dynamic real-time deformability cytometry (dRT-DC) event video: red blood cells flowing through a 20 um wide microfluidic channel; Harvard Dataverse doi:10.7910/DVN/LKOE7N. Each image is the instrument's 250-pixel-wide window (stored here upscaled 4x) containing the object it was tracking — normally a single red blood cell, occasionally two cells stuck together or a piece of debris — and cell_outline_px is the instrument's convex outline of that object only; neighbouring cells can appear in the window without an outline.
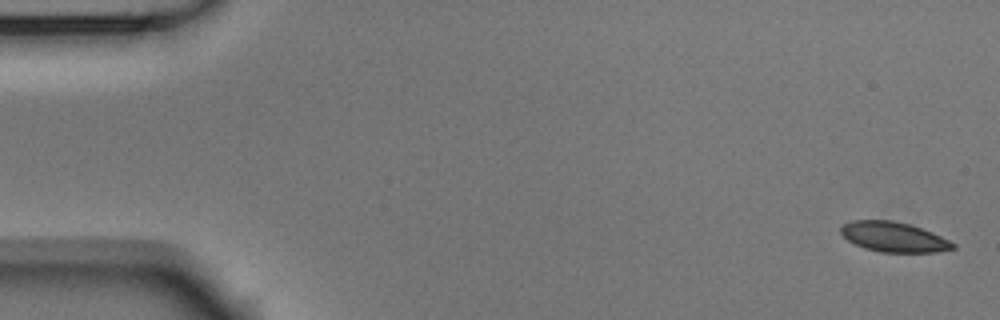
{"species": "Egyptian fruit bat (a non-hibernating species)", "species_latin": "Rousettus aegyptiacus", "temperature_condition": "room temperature", "stored_images_in_passage": 7, "camera_frame_rate_fps": 3000, "um_per_image_px": 0.085, "animal": {"sex": "male"}, "frame": {"image": 1, "passage_image": 1, "time_ms": 0.0, "image_size_px": [1000, 320], "cell_outline_px": [[956, 248], [936, 252], [880, 252], [864, 248], [848, 240], [840, 232], [840, 228], [844, 224], [852, 220], [892, 220], [908, 224], [932, 232], [956, 244]], "centroid_in_image_um": [75.96, 20.14], "position_along_channel_um": 9.0, "area_um2": 19.42}}
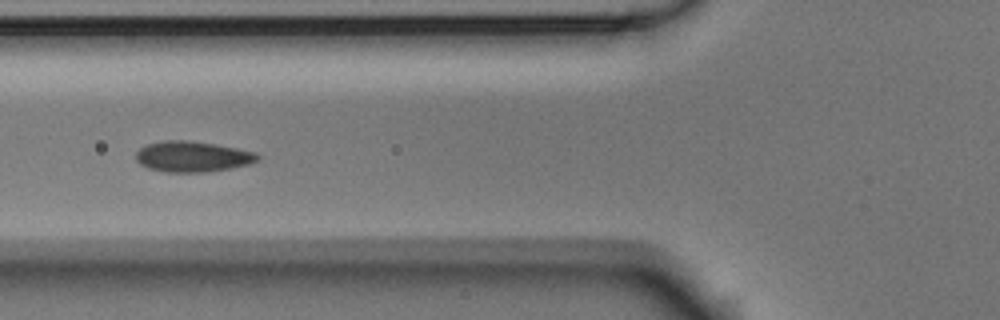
{"frame": {"image": 2, "passage_image": 6, "time_ms": 1.667, "image_size_px": [1000, 320], "cell_outline_px": [[260, 156], [256, 160], [248, 164], [208, 172], [168, 172], [148, 168], [140, 164], [136, 160], [136, 152], [140, 148], [148, 144], [164, 140], [188, 140], [236, 148], [256, 152]], "centroid_in_image_um": [16.32, 13.31], "position_along_channel_um": 109.5, "area_um2": 21.5}}
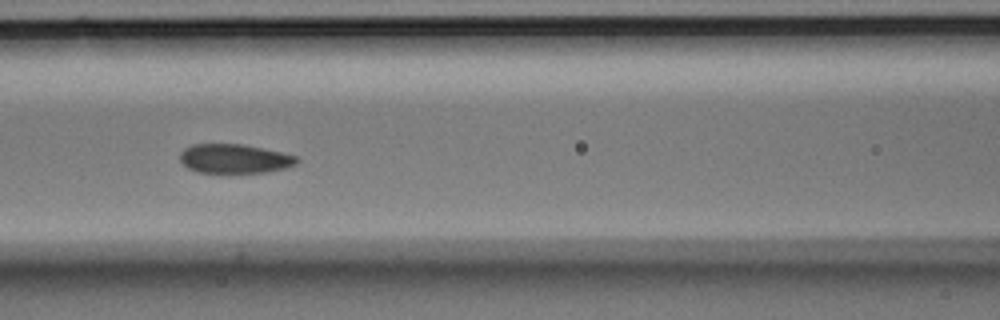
{"frame": {"image": 3, "passage_image": 7, "time_ms": 2.0, "image_size_px": [1000, 320], "cell_outline_px": [[300, 160], [296, 164], [284, 168], [264, 172], [196, 172], [188, 168], [180, 160], [180, 152], [184, 148], [192, 144], [244, 144], [280, 152], [296, 156]], "centroid_in_image_um": [19.91, 13.48], "position_along_channel_um": 146.7, "area_um2": 19.71}}